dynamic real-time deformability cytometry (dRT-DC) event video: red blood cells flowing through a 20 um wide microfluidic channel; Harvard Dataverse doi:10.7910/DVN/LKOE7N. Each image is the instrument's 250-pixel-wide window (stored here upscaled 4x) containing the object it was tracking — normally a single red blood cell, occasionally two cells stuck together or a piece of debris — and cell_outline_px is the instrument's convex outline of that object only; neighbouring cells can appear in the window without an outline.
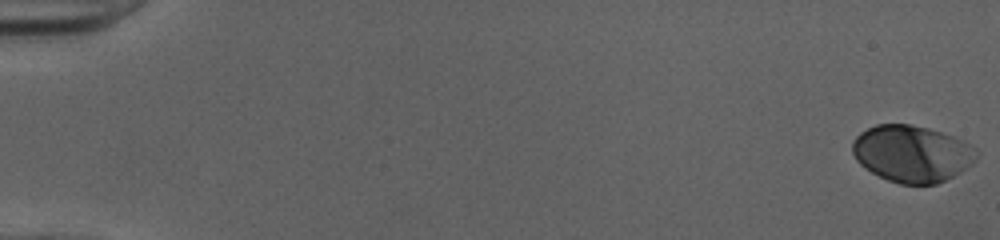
{"species": "human", "species_latin": "Homo sapiens", "temperature_condition": "cold", "stored_images_in_passage": 52, "camera_frame_rate_fps": 3000, "um_per_image_px": 0.085, "donor": {"sex": "female"}, "frame": {"image": 1, "passage_image": 1, "time_ms": 0.0, "image_size_px": [1000, 240], "cell_outline_px": [[980, 152], [976, 160], [972, 164], [960, 172], [936, 184], [900, 184], [888, 180], [864, 168], [856, 160], [852, 152], [852, 140], [860, 132], [876, 124], [912, 124], [928, 128], [952, 136], [972, 144]], "centroid_in_image_um": [77.52, 13.05], "position_along_channel_um": 7.5, "area_um2": 41.27}}
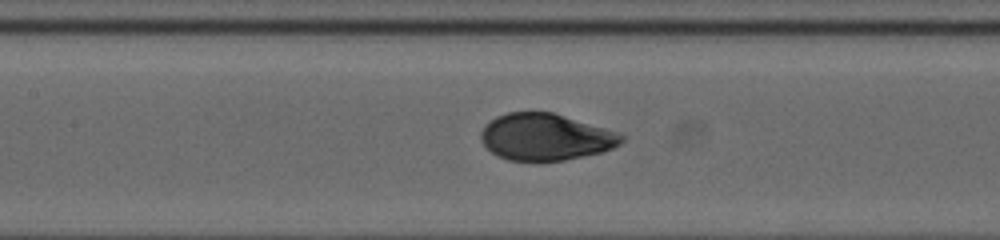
{"frame": {"image": 2, "passage_image": 26, "time_ms": 8.333, "image_size_px": [1000, 240], "cell_outline_px": [[624, 140], [620, 144], [612, 148], [600, 152], [564, 160], [508, 160], [492, 152], [480, 140], [480, 132], [484, 124], [496, 116], [508, 112], [552, 112], [604, 128], [616, 132], [624, 136]], "centroid_in_image_um": [46.33, 11.63], "position_along_channel_um": 161.1, "area_um2": 37.86}}
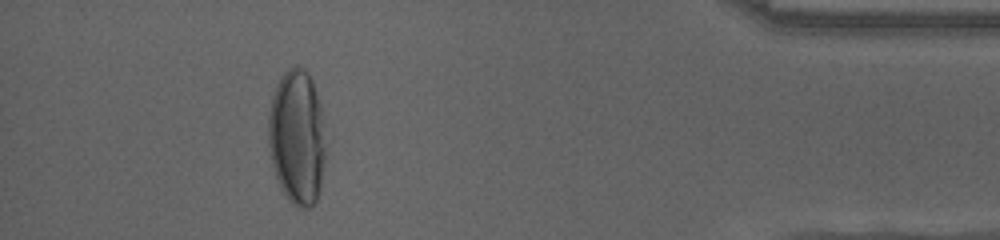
{"frame": {"image": 3, "passage_image": 48, "time_ms": 15.667, "image_size_px": [1000, 240], "cell_outline_px": [[332, 140], [320, 188], [316, 200], [308, 208], [300, 208], [292, 204], [288, 200], [276, 176], [272, 164], [268, 144], [268, 112], [272, 96], [276, 84], [284, 72], [288, 68], [296, 64], [304, 68], [308, 72], [312, 80]], "centroid_in_image_um": [25.33, 11.64], "position_along_channel_um": 409.9, "area_um2": 47.16}, "authors_computed_cell_mechanics": {"area_um2": 40.3444, "velocity_mm_per_s": 4.0088, "shape_relaxation_time_tau1_ms": 4.3052, "shape_relaxation_time_tau2_ms": null, "deformation_change_tau1": 0.1972, "deformation_change_tau2": null}}